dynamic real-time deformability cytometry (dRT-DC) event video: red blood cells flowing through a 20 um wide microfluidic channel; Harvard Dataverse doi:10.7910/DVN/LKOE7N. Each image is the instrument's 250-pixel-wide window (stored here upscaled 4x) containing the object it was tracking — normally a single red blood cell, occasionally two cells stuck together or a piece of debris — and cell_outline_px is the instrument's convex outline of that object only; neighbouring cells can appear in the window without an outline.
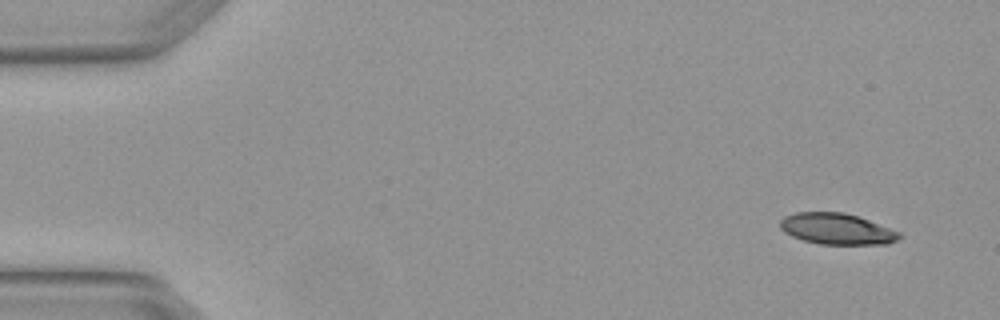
{"species": "Egyptian fruit bat (a non-hibernating species)", "species_latin": "Rousettus aegyptiacus", "temperature_condition": "warm", "stored_images_in_passage": 3, "camera_frame_rate_fps": 3000, "um_per_image_px": 0.085, "animal": {"sex": "female"}, "frame": {"image": 1, "passage_image": 1, "time_ms": 0.0, "image_size_px": [1000, 320], "cell_outline_px": [[904, 236], [888, 244], [820, 244], [804, 240], [792, 236], [784, 232], [780, 228], [780, 220], [784, 216], [796, 212], [844, 212], [868, 220], [900, 232]], "centroid_in_image_um": [71.12, 19.45], "position_along_channel_um": 13.9, "area_um2": 21.56}}